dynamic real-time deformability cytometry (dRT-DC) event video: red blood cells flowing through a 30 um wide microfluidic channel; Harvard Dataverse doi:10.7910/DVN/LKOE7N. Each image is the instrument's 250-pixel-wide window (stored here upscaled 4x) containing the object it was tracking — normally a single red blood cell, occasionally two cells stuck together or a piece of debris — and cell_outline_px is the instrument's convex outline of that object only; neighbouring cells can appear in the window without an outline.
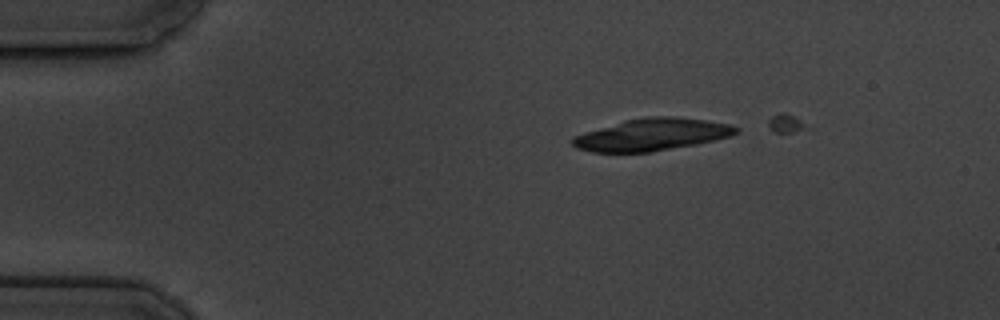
{"species": "common noctule bat (a hibernating species)", "species_latin": "Nyctalus noctula", "temperature_condition": "cold", "stored_images_in_passage": 6, "camera_frame_rate_fps": 3000, "um_per_image_px": 0.085, "animal": {"sex": "male", "body_mass_g": 19.5, "forearm_length_mm": 54.6}, "frame": {"image": 1, "passage_image": 3, "time_ms": 2.333, "image_size_px": [1000, 320], "cell_outline_px": [[740, 128], [736, 132], [728, 136], [696, 144], [652, 152], [592, 152], [576, 148], [568, 140], [572, 136], [584, 132], [624, 120], [648, 116], [676, 116], [708, 120], [728, 124]], "centroid_in_image_um": [55.34, 11.43], "position_along_channel_um": 29.7, "area_um2": 30.69}}